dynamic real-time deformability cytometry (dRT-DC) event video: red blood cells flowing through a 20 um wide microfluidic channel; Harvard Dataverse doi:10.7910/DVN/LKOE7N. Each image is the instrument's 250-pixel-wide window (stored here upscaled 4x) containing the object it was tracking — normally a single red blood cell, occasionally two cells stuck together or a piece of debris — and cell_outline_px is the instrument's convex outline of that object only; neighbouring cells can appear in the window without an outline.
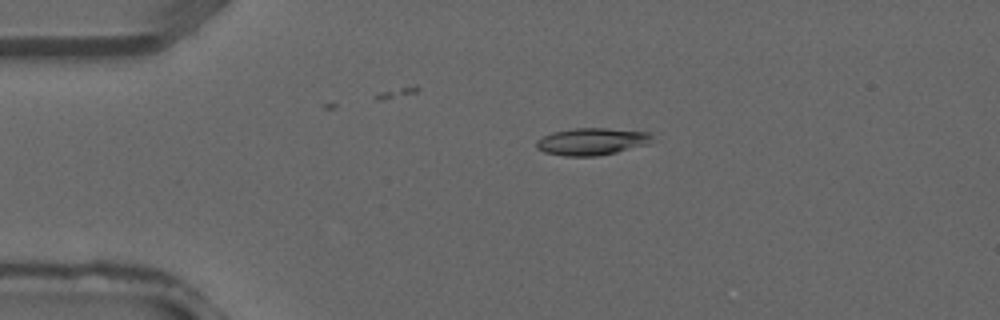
{"species": "common noctule bat (a hibernating species)", "species_latin": "Nyctalus noctula", "temperature_condition": "warm", "stored_images_in_passage": 33, "segment_of_instrument_passage": [1, 2], "camera_frame_rate_fps": 3000, "um_per_image_px": 0.085, "animal": {"sex": "male", "forearm_length_mm": 52.5}, "frame": {"image": 1, "passage_image": 2, "time_ms": 0.333, "image_size_px": [1000, 320], "cell_outline_px": [[652, 144], [616, 152], [596, 156], [564, 156], [544, 152], [536, 148], [536, 140], [552, 132], [572, 128], [608, 128], [648, 132], [652, 136]], "centroid_in_image_um": [50.32, 12.03], "position_along_channel_um": 34.7, "area_um2": 18.5}}
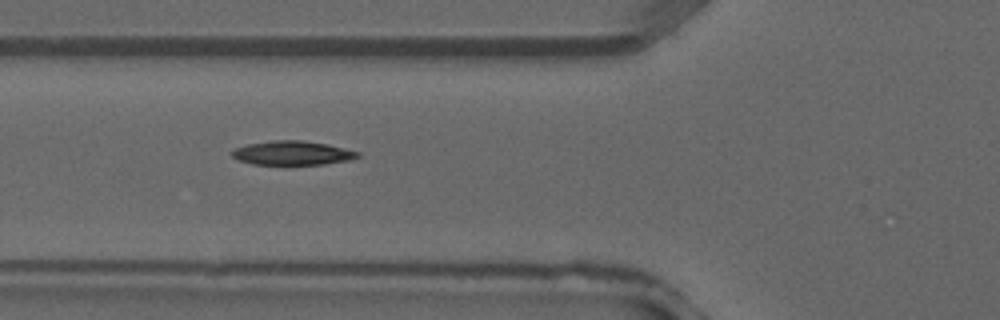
{"frame": {"image": 2, "passage_image": 8, "time_ms": 2.333, "image_size_px": [1000, 320], "cell_outline_px": [[360, 156], [348, 160], [324, 164], [252, 164], [240, 160], [232, 156], [232, 152], [236, 148], [248, 144], [276, 140], [300, 140], [328, 144], [360, 152]], "centroid_in_image_um": [24.88, 13.0], "position_along_channel_um": 100.9, "area_um2": 17.34}}
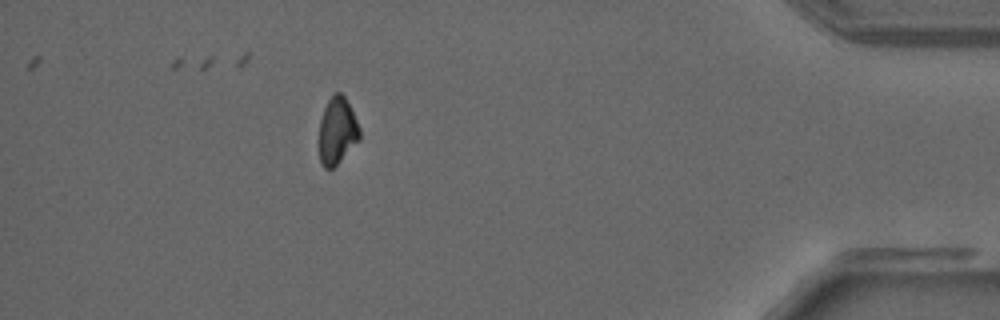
{"frame": {"image": 3, "passage_image": 28, "time_ms": 9.0, "image_size_px": [1000, 320], "cell_outline_px": [[360, 140], [332, 168], [324, 168], [320, 160], [320, 120], [324, 108], [332, 92], [340, 92], [344, 96], [360, 128]], "centroid_in_image_um": [28.66, 11.1], "position_along_channel_um": 406.5, "area_um2": 15.55}}